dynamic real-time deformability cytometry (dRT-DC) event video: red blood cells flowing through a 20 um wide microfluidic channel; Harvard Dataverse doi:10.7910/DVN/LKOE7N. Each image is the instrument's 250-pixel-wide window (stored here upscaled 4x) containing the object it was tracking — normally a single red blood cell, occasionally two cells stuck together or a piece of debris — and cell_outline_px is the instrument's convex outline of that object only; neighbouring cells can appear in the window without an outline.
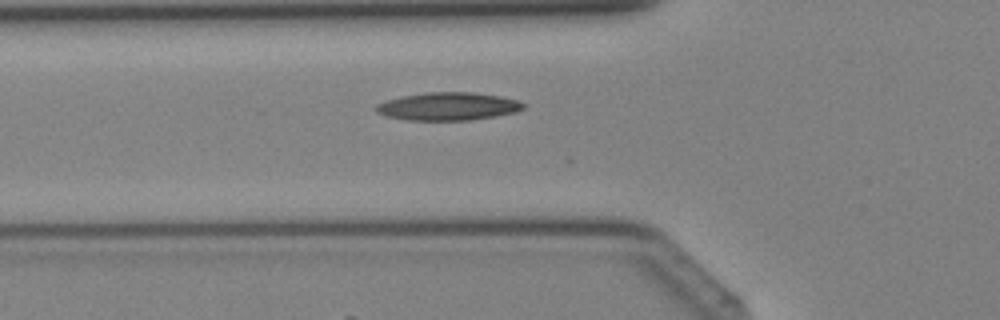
{"species": "Egyptian fruit bat (a non-hibernating species)", "species_latin": "Rousettus aegyptiacus", "temperature_condition": "cold", "stored_images_in_passage": 17, "camera_frame_rate_fps": 3000, "um_per_image_px": 0.085, "animal": {"sex": "female"}, "frame": {"image": 1, "passage_image": 12, "time_ms": 3.667, "image_size_px": [1000, 320], "cell_outline_px": [[528, 104], [524, 108], [516, 112], [472, 120], [408, 120], [388, 116], [376, 112], [372, 108], [376, 104], [400, 96], [428, 92], [472, 92], [500, 96], [516, 100]], "centroid_in_image_um": [38.08, 9.04], "position_along_channel_um": 87.7, "area_um2": 24.04}}
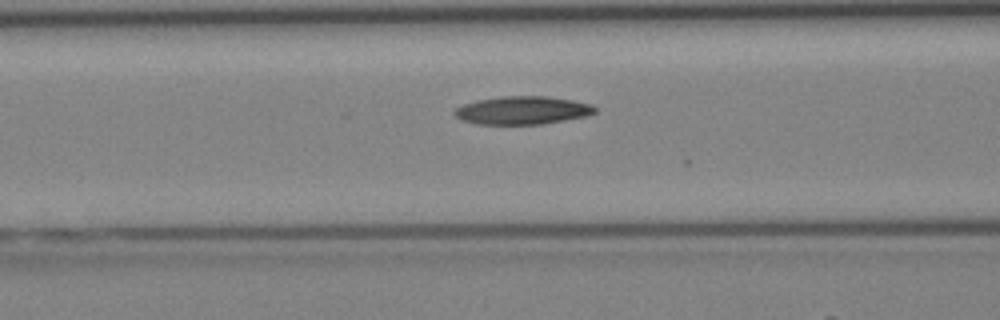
{"frame": {"image": 2, "passage_image": 14, "time_ms": 4.333, "image_size_px": [1000, 320], "cell_outline_px": [[596, 112], [584, 116], [544, 124], [476, 124], [460, 120], [452, 112], [456, 108], [464, 104], [476, 100], [500, 96], [548, 96], [572, 100], [592, 104], [596, 108]], "centroid_in_image_um": [44.38, 9.37], "position_along_channel_um": 122.2, "area_um2": 23.06}}
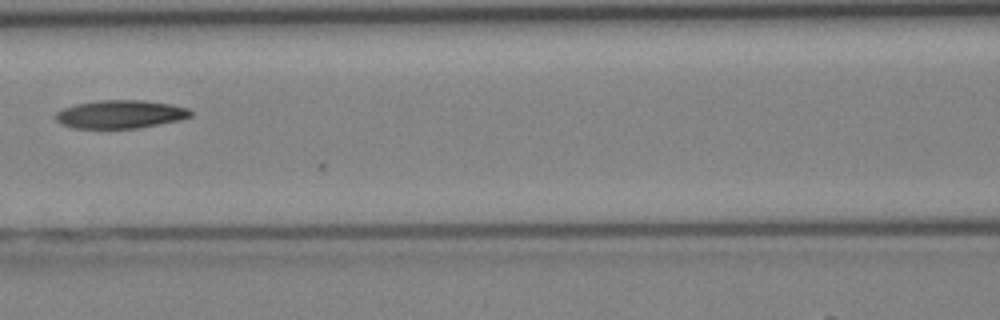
{"frame": {"image": 3, "passage_image": 16, "time_ms": 5.0, "image_size_px": [1000, 320], "cell_outline_px": [[192, 116], [180, 120], [140, 128], [72, 128], [60, 124], [56, 120], [56, 112], [64, 108], [76, 104], [100, 100], [144, 100], [172, 104], [188, 108], [192, 112]], "centroid_in_image_um": [10.25, 9.71], "position_along_channel_um": 156.4, "area_um2": 22.31}}